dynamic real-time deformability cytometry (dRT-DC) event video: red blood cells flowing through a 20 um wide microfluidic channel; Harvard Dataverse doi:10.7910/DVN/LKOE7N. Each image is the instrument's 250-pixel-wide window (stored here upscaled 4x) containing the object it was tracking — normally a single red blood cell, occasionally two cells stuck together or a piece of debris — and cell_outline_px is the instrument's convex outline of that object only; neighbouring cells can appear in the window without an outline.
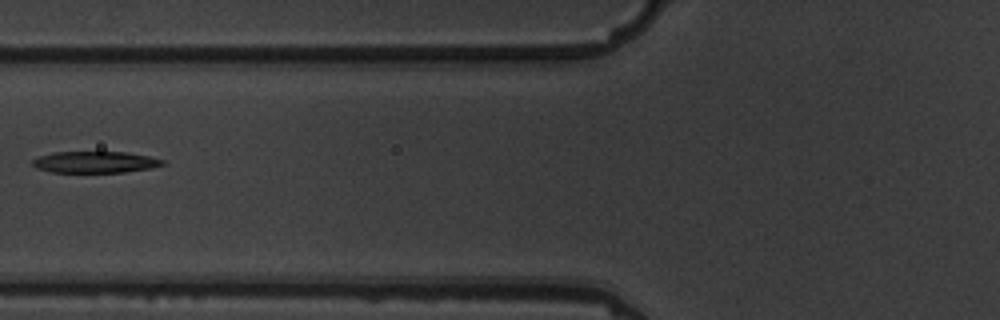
{"species": "common noctule bat (a hibernating species)", "species_latin": "Nyctalus noctula", "temperature_condition": "warm", "stored_images_in_passage": 4, "camera_frame_rate_fps": 3000, "um_per_image_px": 0.085, "animal": {"sex": "male", "body_mass_g": 19.5, "forearm_length_mm": 54.6}, "frame": {"image": 1, "passage_image": 4, "time_ms": 3.333, "image_size_px": [1000, 320], "cell_outline_px": [[168, 164], [152, 168], [124, 172], [52, 172], [36, 168], [32, 164], [32, 160], [36, 156], [52, 152], [128, 152], [148, 156], [164, 160]], "centroid_in_image_um": [8.09, 13.77], "position_along_channel_um": 117.7, "area_um2": 16.47}}